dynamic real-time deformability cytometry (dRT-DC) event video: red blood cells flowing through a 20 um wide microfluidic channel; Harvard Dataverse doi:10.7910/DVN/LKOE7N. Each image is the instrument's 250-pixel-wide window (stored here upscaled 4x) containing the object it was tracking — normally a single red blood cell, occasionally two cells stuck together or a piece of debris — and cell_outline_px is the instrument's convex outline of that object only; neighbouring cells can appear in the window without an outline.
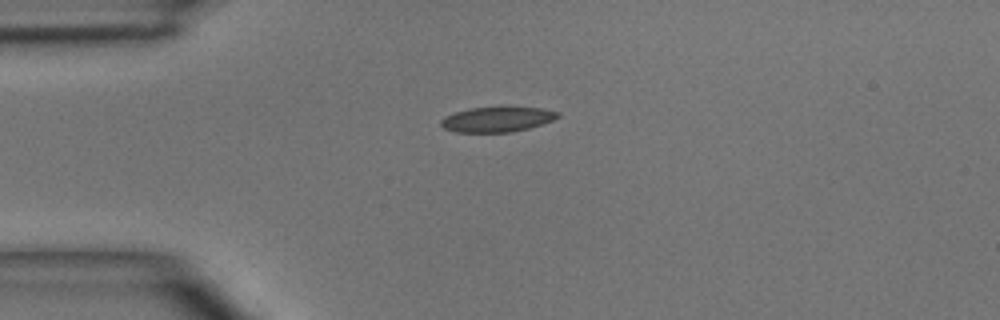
{"species": "common noctule bat (a hibernating species)", "species_latin": "Nyctalus noctula", "temperature_condition": "room temperature", "stored_images_in_passage": 3, "camera_frame_rate_fps": 3000, "um_per_image_px": 0.085, "animal": {"sex": "male", "body_mass_g": 15.6}, "frame": {"image": 1, "passage_image": 1, "time_ms": 0.0, "image_size_px": [1000, 320], "cell_outline_px": [[560, 116], [552, 120], [528, 128], [512, 132], [456, 132], [444, 128], [440, 124], [440, 120], [444, 116], [468, 108], [540, 108], [560, 112]], "centroid_in_image_um": [42.22, 10.15], "position_along_channel_um": 42.8, "area_um2": 16.76}}
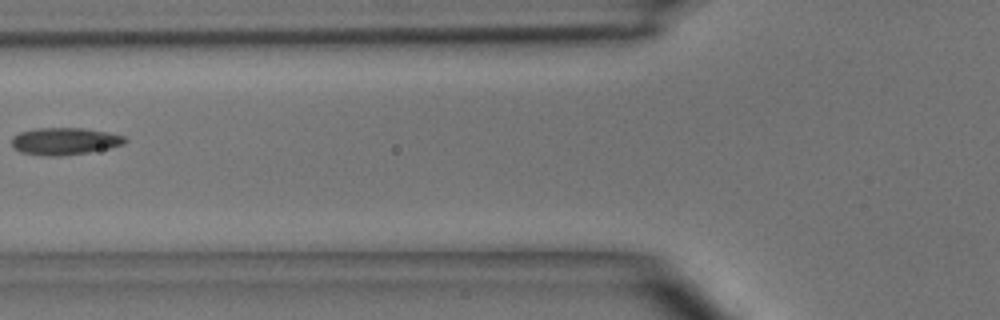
{"frame": {"image": 2, "passage_image": 3, "time_ms": 2.333, "image_size_px": [1000, 320], "cell_outline_px": [[128, 140], [124, 144], [108, 148], [88, 152], [60, 156], [44, 156], [20, 152], [12, 148], [12, 136], [20, 132], [36, 128], [84, 128], [108, 132], [124, 136]], "centroid_in_image_um": [5.47, 12.0], "position_along_channel_um": 120.3, "area_um2": 18.03}}